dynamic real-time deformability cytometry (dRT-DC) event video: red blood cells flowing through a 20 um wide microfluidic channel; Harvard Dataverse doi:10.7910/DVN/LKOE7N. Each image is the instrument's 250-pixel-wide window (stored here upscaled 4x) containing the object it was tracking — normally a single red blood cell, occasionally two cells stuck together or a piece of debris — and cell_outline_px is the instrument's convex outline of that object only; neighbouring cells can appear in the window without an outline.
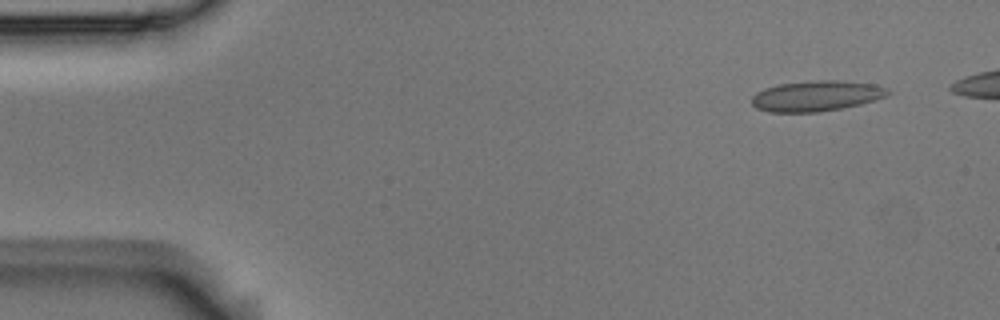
{"species": "Egyptian fruit bat (a non-hibernating species)", "species_latin": "Rousettus aegyptiacus", "temperature_condition": "room temperature", "stored_images_in_passage": 4, "camera_frame_rate_fps": 3000, "um_per_image_px": 0.085, "animal": {"sex": "male"}, "frame": {"image": 1, "passage_image": 1, "time_ms": 0.0, "image_size_px": [1000, 320], "cell_outline_px": [[892, 92], [876, 100], [860, 104], [840, 108], [816, 112], [768, 112], [756, 108], [752, 104], [752, 96], [756, 92], [764, 88], [780, 84], [816, 80], [836, 80], [872, 84], [888, 88]], "centroid_in_image_um": [69.37, 8.15], "position_along_channel_um": 15.6, "area_um2": 24.1}}